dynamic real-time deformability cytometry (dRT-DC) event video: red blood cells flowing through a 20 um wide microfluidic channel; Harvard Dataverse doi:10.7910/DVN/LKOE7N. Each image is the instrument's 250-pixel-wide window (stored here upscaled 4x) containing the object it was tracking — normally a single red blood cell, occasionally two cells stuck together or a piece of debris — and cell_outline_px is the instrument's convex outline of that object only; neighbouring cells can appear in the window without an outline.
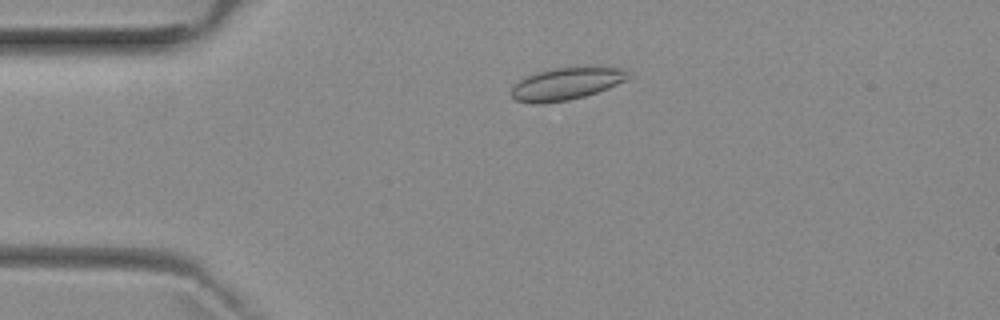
{"species": "common noctule bat (a hibernating species)", "species_latin": "Nyctalus noctula", "temperature_condition": "room temperature", "stored_images_in_passage": 2, "camera_frame_rate_fps": 3000, "um_per_image_px": 0.085, "animal": {"sex": "female", "body_mass_g": 29.2, "forearm_length_mm": 56.3}, "frame": {"image": 1, "passage_image": 1, "time_ms": 0.0, "image_size_px": [1000, 320], "cell_outline_px": [[632, 76], [628, 80], [608, 88], [584, 96], [568, 100], [540, 104], [532, 104], [516, 100], [512, 96], [512, 88], [520, 80], [528, 76], [540, 72], [556, 68], [628, 68]], "centroid_in_image_um": [48.2, 7.13], "position_along_channel_um": 36.8, "area_um2": 21.62}}